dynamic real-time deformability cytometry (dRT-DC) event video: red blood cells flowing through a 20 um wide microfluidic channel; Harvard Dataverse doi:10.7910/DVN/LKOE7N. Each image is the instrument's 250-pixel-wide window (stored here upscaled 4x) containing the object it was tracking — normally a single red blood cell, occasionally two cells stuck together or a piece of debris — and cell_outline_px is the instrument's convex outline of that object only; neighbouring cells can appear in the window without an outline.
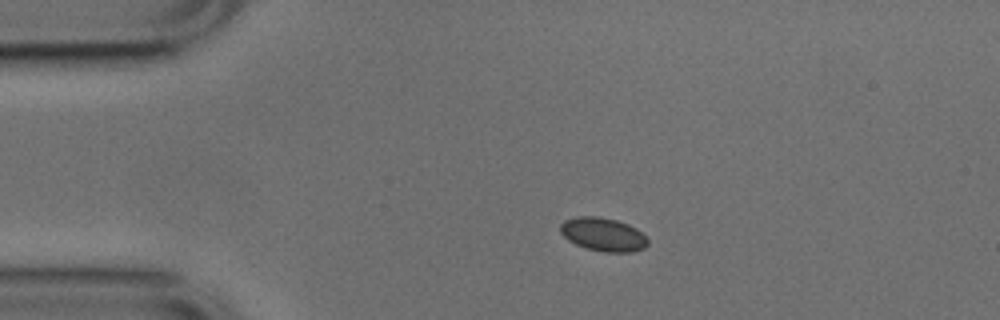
{"species": "common noctule bat (a hibernating species)", "species_latin": "Nyctalus noctula", "temperature_condition": "cold", "stored_images_in_passage": 3, "camera_frame_rate_fps": 3000, "um_per_image_px": 0.085, "animal": {"sex": "male", "body_mass_g": 17.9, "forearm_length_mm": 54.2}, "frame": {"image": 1, "passage_image": 2, "time_ms": 0.333, "image_size_px": [1000, 320], "cell_outline_px": [[648, 244], [644, 248], [632, 252], [604, 252], [588, 248], [576, 244], [568, 240], [560, 232], [560, 224], [564, 220], [576, 216], [596, 216], [616, 220], [628, 224], [636, 228], [648, 240]], "centroid_in_image_um": [51.25, 19.92], "position_along_channel_um": 33.7, "area_um2": 16.99}}